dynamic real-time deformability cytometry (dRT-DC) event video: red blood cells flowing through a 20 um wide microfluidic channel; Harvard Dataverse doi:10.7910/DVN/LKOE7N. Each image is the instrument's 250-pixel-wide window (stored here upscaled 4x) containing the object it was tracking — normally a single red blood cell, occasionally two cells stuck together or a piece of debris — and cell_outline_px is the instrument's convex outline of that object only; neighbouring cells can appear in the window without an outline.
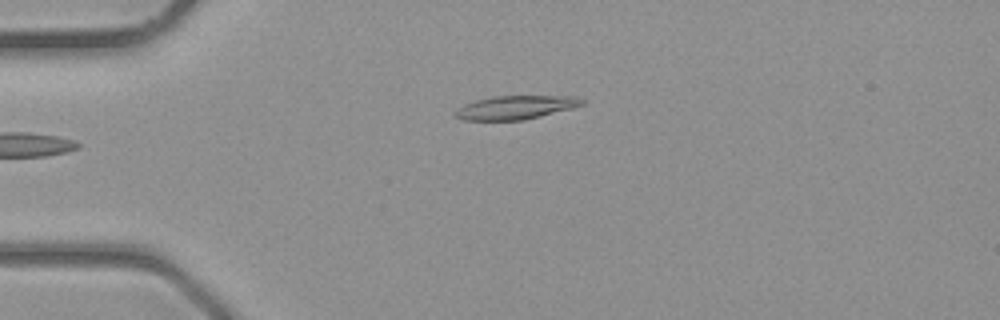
{"species": "common noctule bat (a hibernating species)", "species_latin": "Nyctalus noctula", "temperature_condition": "room temperature", "stored_images_in_passage": 26, "camera_frame_rate_fps": 3000, "um_per_image_px": 0.085, "animal": {"sex": "male", "body_mass_g": 23.1, "forearm_length_mm": 52.7}, "frame": {"image": 1, "passage_image": 1, "time_ms": 0.0, "image_size_px": [1000, 320], "cell_outline_px": [[584, 104], [572, 108], [524, 120], [460, 120], [452, 116], [452, 112], [464, 104], [476, 100], [492, 96], [576, 96], [584, 100]], "centroid_in_image_um": [43.76, 9.13], "position_along_channel_um": 41.2, "area_um2": 17.57}}
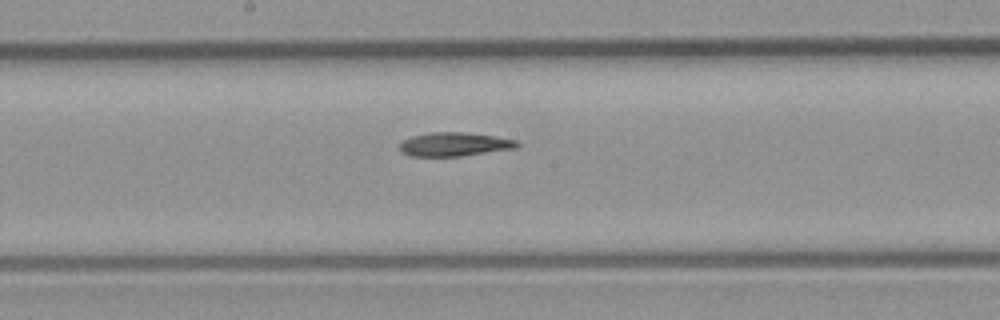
{"frame": {"image": 2, "passage_image": 12, "time_ms": 3.667, "image_size_px": [1000, 320], "cell_outline_px": [[520, 144], [516, 148], [460, 156], [412, 156], [400, 152], [400, 144], [404, 140], [412, 136], [432, 132], [460, 132], [492, 136], [516, 140]], "centroid_in_image_um": [38.6, 12.27], "position_along_channel_um": 209.6, "area_um2": 16.01}}
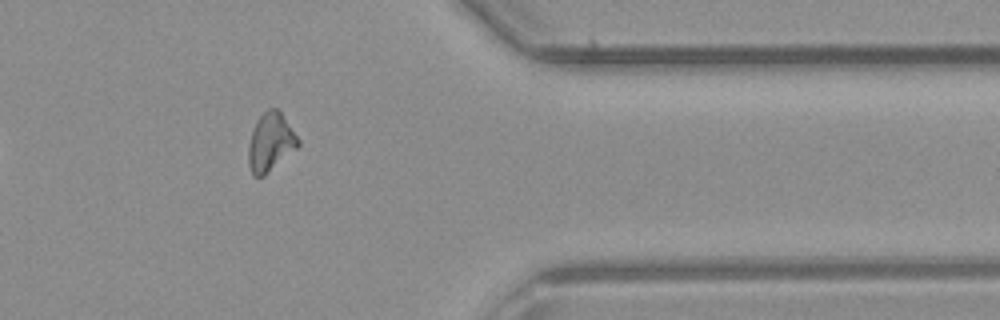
{"frame": {"image": 3, "passage_image": 23, "time_ms": 7.333, "image_size_px": [1000, 320], "cell_outline_px": [[300, 144], [296, 148], [264, 176], [252, 176], [248, 164], [248, 144], [256, 120], [268, 108], [280, 108], [300, 140]], "centroid_in_image_um": [22.99, 12.06], "position_along_channel_um": 388.4, "area_um2": 17.05}}